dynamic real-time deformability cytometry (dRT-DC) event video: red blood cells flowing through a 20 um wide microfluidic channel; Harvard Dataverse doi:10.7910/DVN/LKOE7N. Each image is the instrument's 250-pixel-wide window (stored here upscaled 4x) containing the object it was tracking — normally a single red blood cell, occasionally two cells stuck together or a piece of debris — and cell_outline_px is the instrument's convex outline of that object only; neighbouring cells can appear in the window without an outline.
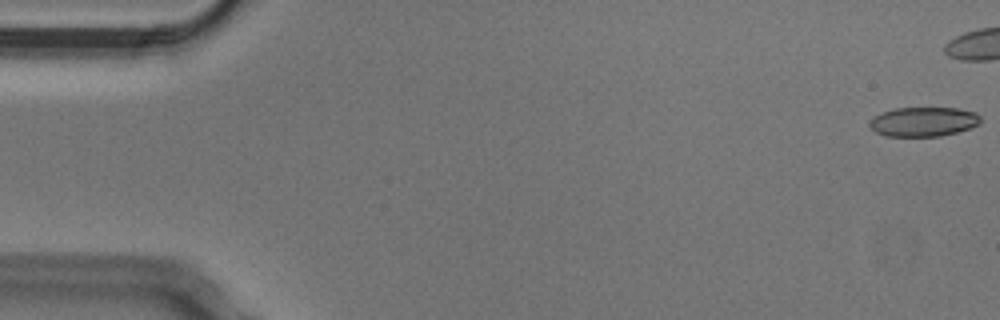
{"species": "Egyptian fruit bat (a non-hibernating species)", "species_latin": "Rousettus aegyptiacus", "temperature_condition": "cold", "stored_images_in_passage": 12, "camera_frame_rate_fps": 3000, "um_per_image_px": 0.085, "animal": {"sex": "male"}, "frame": {"image": 1, "passage_image": 1, "time_ms": 0.0, "image_size_px": [1000, 320], "cell_outline_px": [[980, 124], [956, 132], [940, 136], [884, 136], [876, 132], [868, 124], [876, 116], [884, 112], [896, 108], [960, 108], [976, 112], [980, 116]], "centroid_in_image_um": [78.53, 10.34], "position_along_channel_um": 6.5, "area_um2": 18.84}}